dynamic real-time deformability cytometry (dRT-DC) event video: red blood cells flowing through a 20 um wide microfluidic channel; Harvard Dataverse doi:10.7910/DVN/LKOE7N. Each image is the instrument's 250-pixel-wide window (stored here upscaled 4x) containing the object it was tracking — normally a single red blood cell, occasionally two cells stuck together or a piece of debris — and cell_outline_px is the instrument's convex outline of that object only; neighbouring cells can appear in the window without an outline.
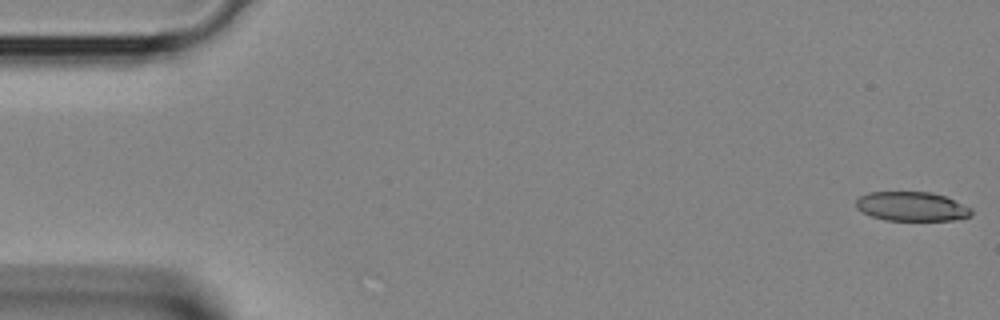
{"species": "Egyptian fruit bat (a non-hibernating species)", "species_latin": "Rousettus aegyptiacus", "temperature_condition": "room temperature", "stored_images_in_passage": 14, "camera_frame_rate_fps": 3000, "um_per_image_px": 0.085, "animal": {"sex": "female"}, "frame": {"image": 1, "passage_image": 1, "time_ms": 0.0, "image_size_px": [1000, 320], "cell_outline_px": [[972, 216], [952, 220], [884, 220], [860, 212], [856, 208], [856, 200], [860, 196], [868, 192], [932, 192], [944, 196], [972, 208]], "centroid_in_image_um": [77.47, 17.55], "position_along_channel_um": 7.5, "area_um2": 19.71}}
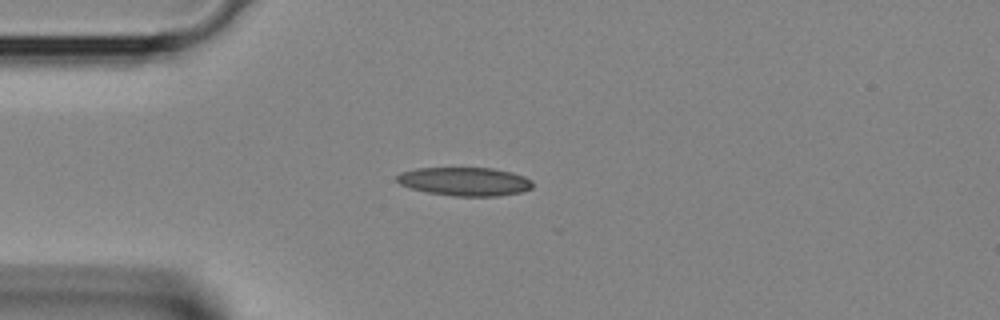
{"frame": {"image": 2, "passage_image": 10, "time_ms": 3.0, "image_size_px": [1000, 320], "cell_outline_px": [[532, 188], [520, 192], [496, 196], [452, 196], [428, 192], [412, 188], [400, 184], [396, 180], [396, 176], [400, 172], [416, 168], [492, 168], [512, 172], [524, 176], [532, 180]], "centroid_in_image_um": [39.5, 15.42], "position_along_channel_um": 45.5, "area_um2": 22.54}}
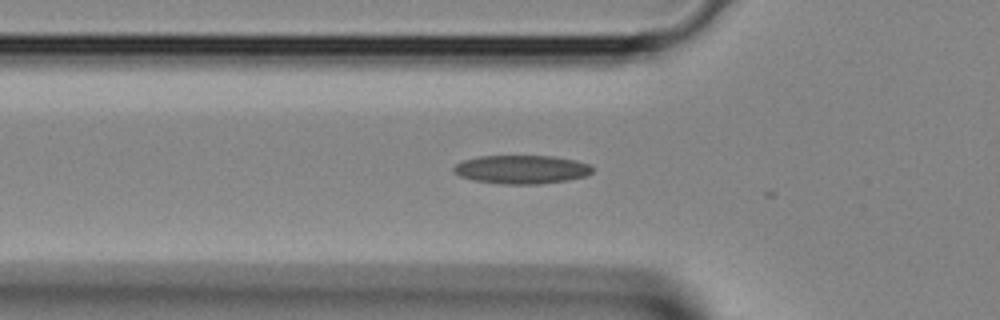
{"frame": {"image": 3, "passage_image": 13, "time_ms": 4.0, "image_size_px": [1000, 320], "cell_outline_px": [[592, 172], [584, 176], [564, 180], [540, 184], [504, 184], [476, 180], [460, 176], [452, 172], [452, 168], [456, 164], [464, 160], [480, 156], [552, 156], [572, 160], [588, 164], [592, 168]], "centroid_in_image_um": [44.28, 14.4], "position_along_channel_um": 81.5, "area_um2": 22.72}}